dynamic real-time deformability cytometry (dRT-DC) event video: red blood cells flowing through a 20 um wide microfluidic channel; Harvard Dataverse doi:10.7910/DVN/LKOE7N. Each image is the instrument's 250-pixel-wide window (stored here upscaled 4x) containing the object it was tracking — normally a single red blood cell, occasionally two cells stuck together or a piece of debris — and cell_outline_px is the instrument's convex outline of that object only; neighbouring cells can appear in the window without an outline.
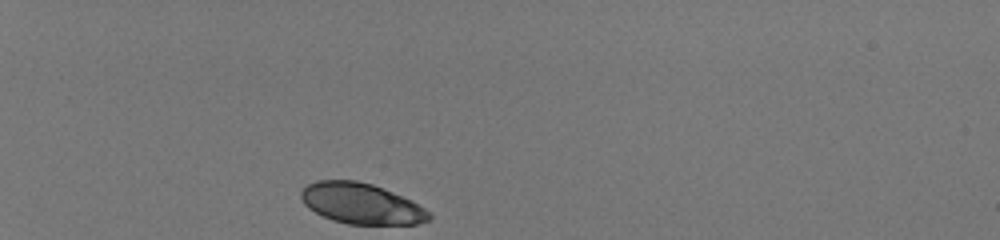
{"species": "human", "species_latin": "Homo sapiens", "temperature_condition": "room temperature", "stored_images_in_passage": 34, "camera_frame_rate_fps": 3000, "um_per_image_px": 0.085, "donor": {"sex": "male"}, "frame": {"image": 1, "passage_image": 1, "time_ms": 0.0, "image_size_px": [1000, 240], "cell_outline_px": [[432, 220], [416, 224], [348, 224], [332, 220], [308, 208], [304, 204], [300, 196], [300, 192], [308, 184], [316, 180], [356, 180], [372, 184], [412, 200], [424, 208], [432, 216]], "centroid_in_image_um": [30.71, 17.3], "position_along_channel_um": 54.3, "area_um2": 30.35}}
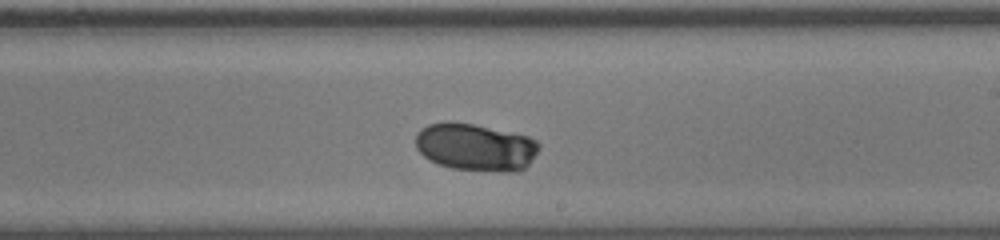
{"frame": {"image": 2, "passage_image": 20, "time_ms": 6.333, "image_size_px": [1000, 240], "cell_outline_px": [[540, 148], [528, 164], [524, 168], [516, 172], [504, 172], [452, 168], [436, 164], [428, 160], [416, 148], [416, 132], [420, 128], [428, 124], [448, 120], [472, 124], [528, 136], [536, 140], [540, 144]], "centroid_in_image_um": [40.38, 12.5], "position_along_channel_um": 248.6, "area_um2": 34.33}}
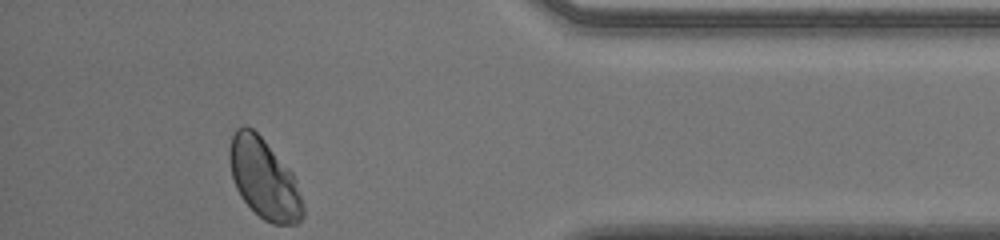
{"frame": {"image": 3, "passage_image": 34, "time_ms": 11.0, "image_size_px": [1000, 240], "cell_outline_px": [[304, 216], [296, 224], [272, 224], [264, 220], [240, 196], [236, 188], [232, 176], [228, 156], [228, 152], [232, 132], [236, 128], [244, 124], [252, 128], [264, 140], [292, 172], [296, 180], [304, 208]], "centroid_in_image_um": [22.43, 15.18], "position_along_channel_um": 412.8, "area_um2": 34.16}, "authors_computed_cell_mechanics": {"area_um2": 33.8997, "velocity_mm_per_s": 3.9523, "shape_relaxation_time_tau1_ms": 3.229, "shape_relaxation_time_tau2_ms": null, "deformation_change_tau1": 0.1153, "deformation_change_tau2": null}}